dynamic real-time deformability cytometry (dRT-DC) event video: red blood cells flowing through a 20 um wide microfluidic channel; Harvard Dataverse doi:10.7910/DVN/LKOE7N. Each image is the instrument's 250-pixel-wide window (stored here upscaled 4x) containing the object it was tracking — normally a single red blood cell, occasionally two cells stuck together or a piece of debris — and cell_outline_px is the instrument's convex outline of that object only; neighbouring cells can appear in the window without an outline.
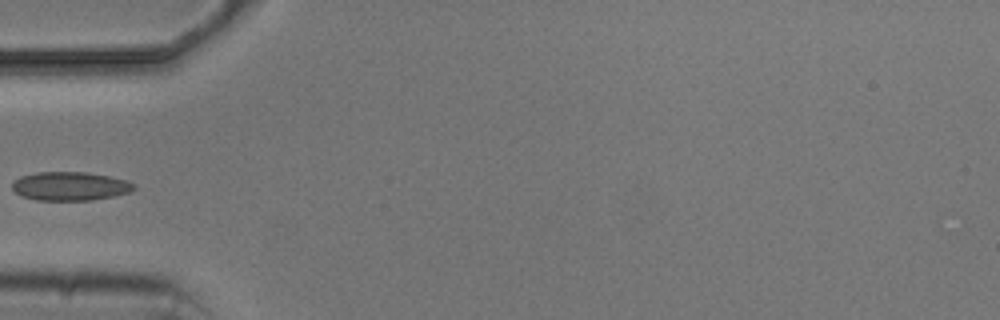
{"species": "common noctule bat (a hibernating species)", "species_latin": "Nyctalus noctula", "temperature_condition": "cold", "stored_images_in_passage": 6, "camera_frame_rate_fps": 3000, "um_per_image_px": 0.085, "animal": {"sex": "male", "body_mass_g": 20.5, "forearm_length_mm": 52.5}, "frame": {"image": 1, "passage_image": 6, "time_ms": 5.667, "image_size_px": [1000, 320], "cell_outline_px": [[136, 188], [128, 192], [112, 196], [92, 200], [36, 200], [20, 196], [12, 188], [12, 184], [20, 176], [36, 172], [88, 172], [108, 176], [124, 180], [136, 184]], "centroid_in_image_um": [5.93, 15.82], "position_along_channel_um": 79.1, "area_um2": 20.29}}